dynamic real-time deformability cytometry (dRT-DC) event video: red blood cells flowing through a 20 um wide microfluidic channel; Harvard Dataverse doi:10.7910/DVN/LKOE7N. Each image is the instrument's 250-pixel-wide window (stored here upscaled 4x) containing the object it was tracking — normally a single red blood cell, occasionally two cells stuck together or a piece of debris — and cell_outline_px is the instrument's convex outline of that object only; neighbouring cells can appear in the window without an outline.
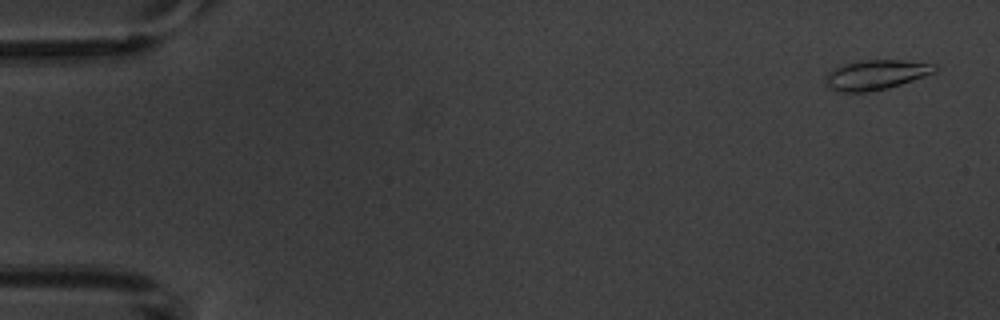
{"species": "common noctule bat (a hibernating species)", "species_latin": "Nyctalus noctula", "temperature_condition": "warm", "stored_images_in_passage": 5, "camera_frame_rate_fps": 3000, "um_per_image_px": 0.085, "animal": {"sex": "male", "body_mass_g": 20.1, "forearm_length_mm": 53.5}, "frame": {"image": 1, "passage_image": 1, "time_ms": 0.0, "image_size_px": [1000, 320], "cell_outline_px": [[936, 68], [932, 72], [924, 76], [888, 88], [872, 92], [840, 92], [824, 84], [824, 80], [828, 72], [844, 64], [860, 60], [900, 60], [936, 64]], "centroid_in_image_um": [74.4, 6.36], "position_along_channel_um": 10.6, "area_um2": 18.79}}
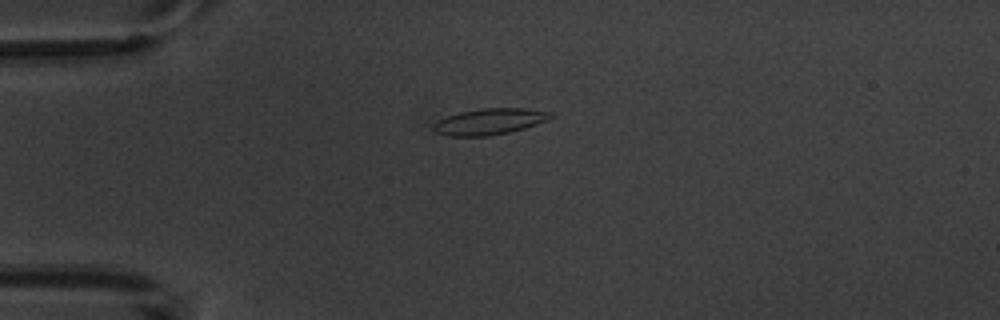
{"frame": {"image": 2, "passage_image": 3, "time_ms": 4.0, "image_size_px": [1000, 320], "cell_outline_px": [[552, 116], [548, 120], [512, 132], [488, 136], [448, 136], [436, 132], [432, 128], [432, 124], [436, 120], [460, 112], [484, 108], [524, 108], [552, 112]], "centroid_in_image_um": [41.59, 10.34], "position_along_channel_um": 43.4, "area_um2": 17.92}}